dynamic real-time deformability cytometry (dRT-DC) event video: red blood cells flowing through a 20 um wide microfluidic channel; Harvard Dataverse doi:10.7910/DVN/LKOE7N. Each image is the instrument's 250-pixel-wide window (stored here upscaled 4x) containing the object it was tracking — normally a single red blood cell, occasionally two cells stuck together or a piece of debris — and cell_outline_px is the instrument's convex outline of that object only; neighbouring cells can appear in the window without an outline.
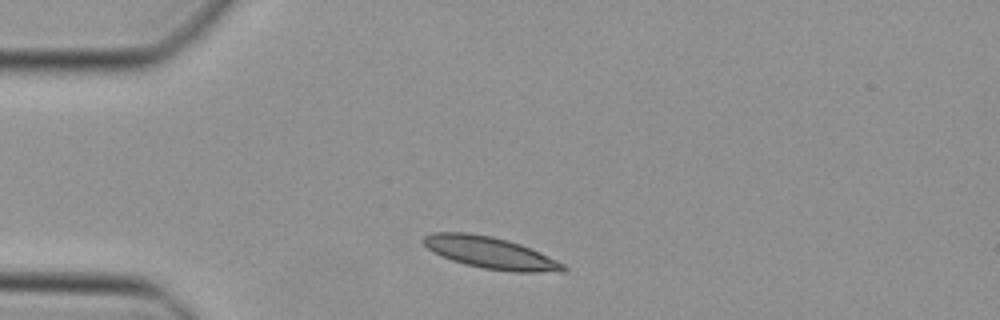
{"species": "Egyptian fruit bat (a non-hibernating species)", "species_latin": "Rousettus aegyptiacus", "temperature_condition": "cold", "stored_images_in_passage": 37, "camera_frame_rate_fps": 3000, "um_per_image_px": 0.085, "animal": {"sex": "female"}, "frame": {"image": 1, "passage_image": 1, "time_ms": 0.0, "image_size_px": [1000, 320], "cell_outline_px": [[568, 272], [512, 272], [484, 268], [464, 264], [452, 260], [432, 252], [420, 240], [424, 236], [432, 232], [468, 232], [492, 236], [508, 240], [520, 244], [540, 252], [564, 264], [568, 268]], "centroid_in_image_um": [41.68, 21.48], "position_along_channel_um": 43.3, "area_um2": 26.07}}
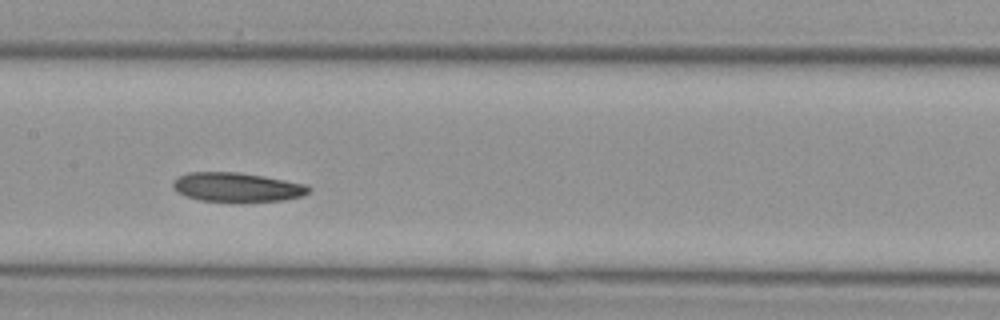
{"frame": {"image": 2, "passage_image": 13, "time_ms": 4.0, "image_size_px": [1000, 320], "cell_outline_px": [[312, 188], [304, 196], [284, 200], [200, 200], [184, 196], [176, 192], [172, 188], [172, 180], [176, 176], [188, 172], [240, 172], [264, 176], [308, 184]], "centroid_in_image_um": [20.11, 15.88], "position_along_channel_um": 187.3, "area_um2": 23.06}}
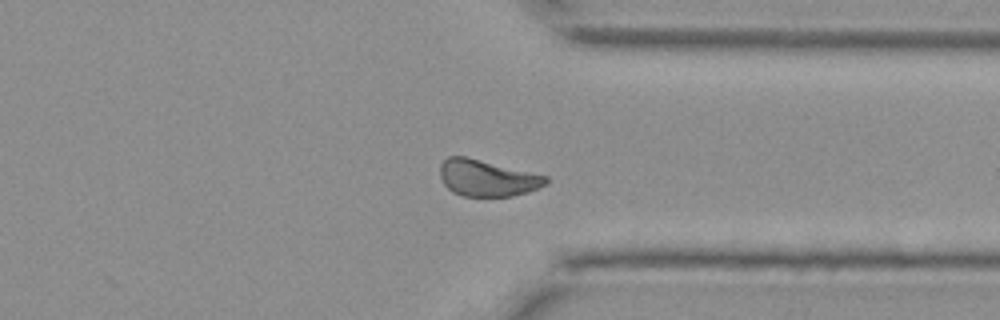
{"frame": {"image": 3, "passage_image": 26, "time_ms": 8.333, "image_size_px": [1000, 320], "cell_outline_px": [[548, 184], [528, 192], [512, 196], [464, 196], [452, 192], [444, 184], [440, 176], [440, 164], [448, 156], [464, 156], [548, 176]], "centroid_in_image_um": [41.41, 15.14], "position_along_channel_um": 370.0, "area_um2": 22.43}}